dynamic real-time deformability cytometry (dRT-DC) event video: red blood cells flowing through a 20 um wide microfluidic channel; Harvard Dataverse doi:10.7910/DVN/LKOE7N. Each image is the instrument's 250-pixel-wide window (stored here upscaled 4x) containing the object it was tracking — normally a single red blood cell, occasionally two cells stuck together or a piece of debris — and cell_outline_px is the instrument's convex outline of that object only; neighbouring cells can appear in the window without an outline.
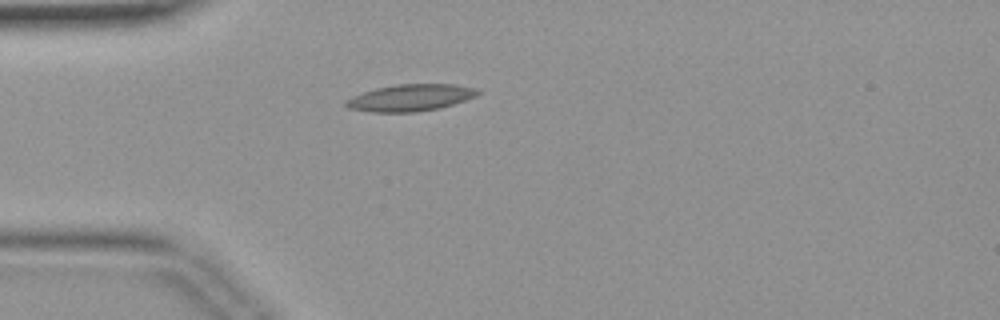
{"species": "common noctule bat (a hibernating species)", "species_latin": "Nyctalus noctula", "temperature_condition": "warm", "stored_images_in_passage": 31, "camera_frame_rate_fps": 3000, "um_per_image_px": 0.085, "animal": {"sex": "female", "body_mass_g": 19.9}, "frame": {"image": 1, "passage_image": 1, "time_ms": 0.0, "image_size_px": [1000, 320], "cell_outline_px": [[480, 92], [476, 96], [440, 108], [416, 112], [368, 112], [348, 108], [344, 104], [344, 100], [352, 96], [376, 88], [396, 84], [452, 84], [476, 88]], "centroid_in_image_um": [34.84, 8.31], "position_along_channel_um": 50.2, "area_um2": 20.58}}
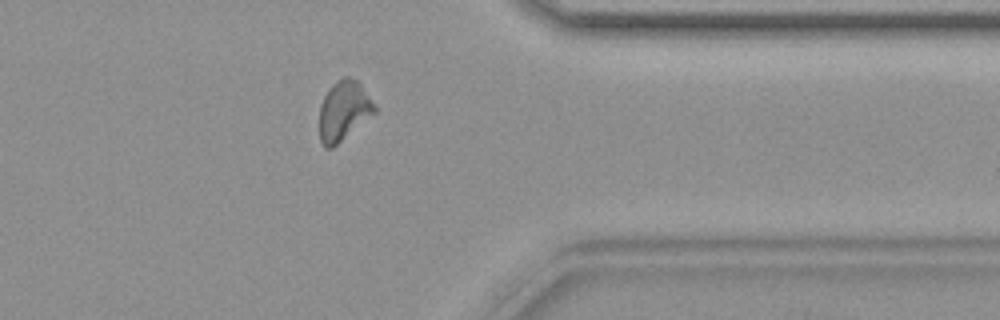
{"frame": {"image": 2, "passage_image": 23, "time_ms": 7.333, "image_size_px": [1000, 320], "cell_outline_px": [[376, 112], [332, 148], [324, 148], [320, 140], [320, 104], [328, 88], [336, 80], [344, 76], [348, 76], [356, 80], [360, 84], [376, 108]], "centroid_in_image_um": [29.18, 9.4], "position_along_channel_um": 382.2, "area_um2": 18.96}}
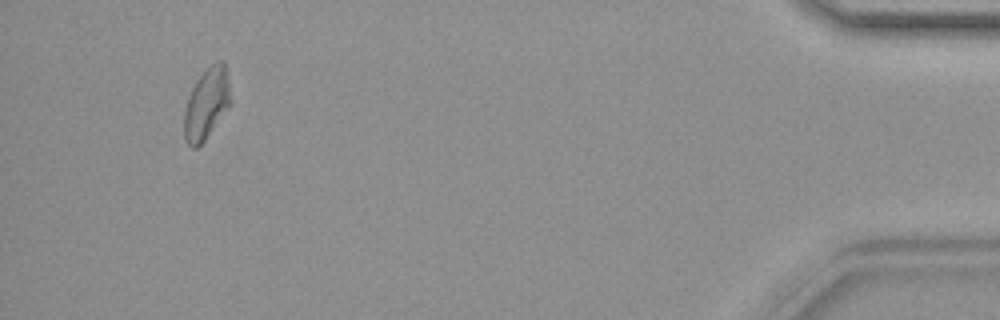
{"frame": {"image": 3, "passage_image": 29, "time_ms": 9.333, "image_size_px": [1000, 320], "cell_outline_px": [[232, 104], [204, 140], [196, 148], [192, 148], [184, 140], [184, 112], [188, 96], [196, 80], [216, 60], [224, 60], [232, 100]], "centroid_in_image_um": [17.57, 8.81], "position_along_channel_um": 417.6, "area_um2": 19.31}}